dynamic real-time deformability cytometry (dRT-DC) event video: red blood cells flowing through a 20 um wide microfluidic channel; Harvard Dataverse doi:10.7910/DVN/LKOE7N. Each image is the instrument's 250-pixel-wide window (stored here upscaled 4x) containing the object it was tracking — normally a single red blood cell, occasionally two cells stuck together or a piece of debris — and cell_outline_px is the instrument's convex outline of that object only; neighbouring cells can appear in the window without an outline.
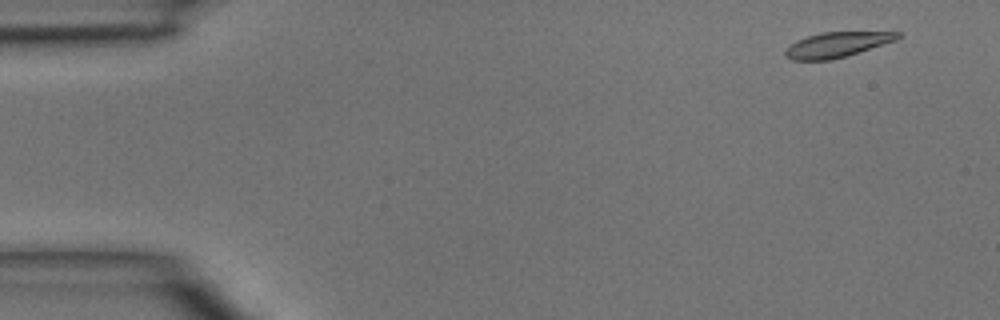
{"species": "common noctule bat (a hibernating species)", "species_latin": "Nyctalus noctula", "temperature_condition": "room temperature", "stored_images_in_passage": 4, "camera_frame_rate_fps": 3000, "um_per_image_px": 0.085, "animal": {"sex": "male", "body_mass_g": 15.6}, "frame": {"image": 1, "passage_image": 1, "time_ms": 0.0, "image_size_px": [1000, 320], "cell_outline_px": [[900, 36], [896, 40], [848, 56], [832, 60], [792, 60], [784, 52], [796, 40], [820, 32], [900, 32]], "centroid_in_image_um": [71.16, 3.8], "position_along_channel_um": 13.8, "area_um2": 16.3}}
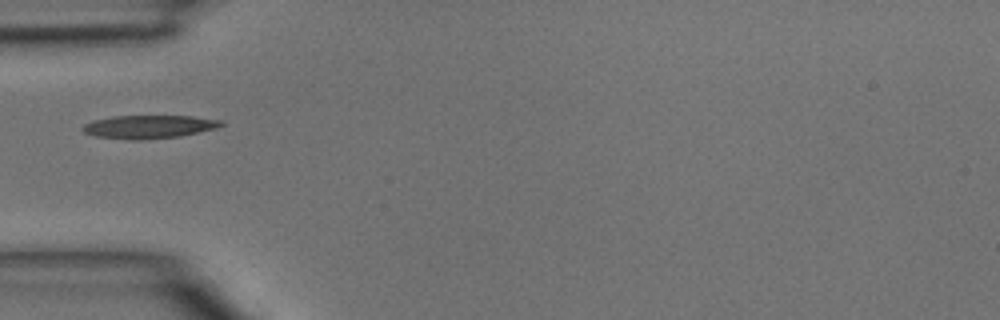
{"frame": {"image": 2, "passage_image": 4, "time_ms": 1.0, "image_size_px": [1000, 320], "cell_outline_px": [[224, 124], [216, 128], [180, 136], [140, 140], [132, 140], [96, 136], [84, 132], [80, 128], [84, 124], [92, 120], [112, 116], [192, 116], [224, 120]], "centroid_in_image_um": [12.65, 10.77], "position_along_channel_um": 72.4, "area_um2": 18.79}}